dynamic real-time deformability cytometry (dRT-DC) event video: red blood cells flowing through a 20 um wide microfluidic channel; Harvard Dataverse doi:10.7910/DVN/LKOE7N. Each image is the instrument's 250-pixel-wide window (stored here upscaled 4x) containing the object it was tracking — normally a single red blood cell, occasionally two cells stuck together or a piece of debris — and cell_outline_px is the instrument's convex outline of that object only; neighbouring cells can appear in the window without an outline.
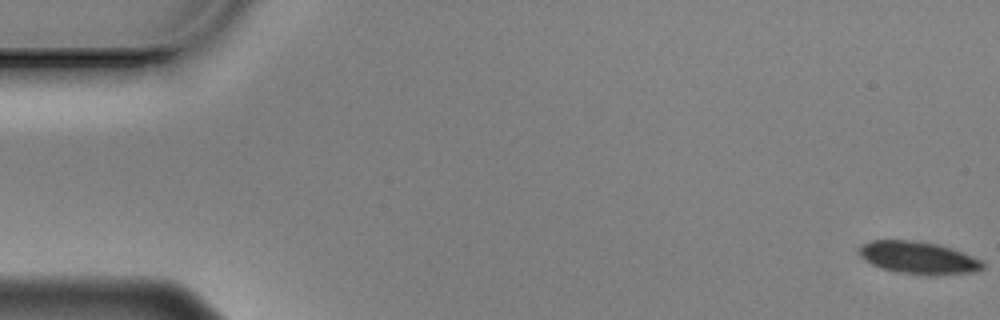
{"species": "Egyptian fruit bat (a non-hibernating species)", "species_latin": "Rousettus aegyptiacus", "temperature_condition": "cold", "stored_images_in_passage": 15, "camera_frame_rate_fps": 3000, "um_per_image_px": 0.085, "animal": {"sex": "male"}, "frame": {"image": 1, "passage_image": 1, "time_ms": 0.0, "image_size_px": [1000, 320], "cell_outline_px": [[984, 268], [976, 272], [928, 276], [896, 272], [872, 264], [864, 260], [856, 252], [856, 248], [860, 244], [872, 240], [912, 240], [940, 244], [964, 252], [984, 260]], "centroid_in_image_um": [78.07, 21.9], "position_along_channel_um": 6.9, "area_um2": 23.99}}